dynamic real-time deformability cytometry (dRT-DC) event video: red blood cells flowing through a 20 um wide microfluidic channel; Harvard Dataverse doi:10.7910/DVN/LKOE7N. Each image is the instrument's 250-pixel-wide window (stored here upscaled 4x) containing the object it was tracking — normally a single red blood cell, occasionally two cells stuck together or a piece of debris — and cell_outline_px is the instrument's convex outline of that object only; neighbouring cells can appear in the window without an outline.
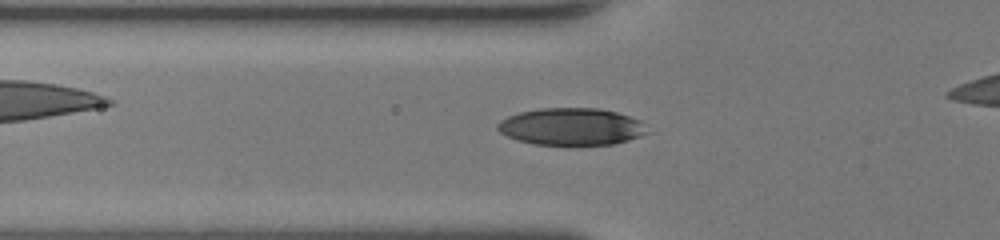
{"species": "human", "species_latin": "Homo sapiens", "temperature_condition": "room temperature", "stored_images_in_passage": 32, "camera_frame_rate_fps": 3000, "um_per_image_px": 0.085, "donor": {"sex": "female"}, "frame": {"image": 1, "passage_image": 6, "time_ms": 1.667, "image_size_px": [1000, 240], "cell_outline_px": [[652, 132], [628, 140], [612, 144], [532, 144], [516, 140], [500, 132], [496, 128], [496, 124], [500, 120], [508, 116], [520, 112], [540, 108], [600, 108], [616, 112], [640, 120]], "centroid_in_image_um": [48.57, 10.75], "position_along_channel_um": 77.2, "area_um2": 32.43}}
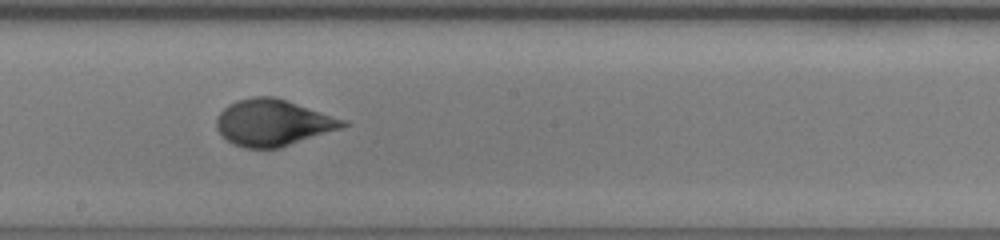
{"frame": {"image": 2, "passage_image": 16, "time_ms": 5.0, "image_size_px": [1000, 240], "cell_outline_px": [[352, 124], [344, 128], [280, 148], [244, 148], [232, 144], [216, 128], [216, 120], [220, 112], [228, 104], [236, 100], [252, 96], [276, 96], [348, 120]], "centroid_in_image_um": [23.27, 10.42], "position_along_channel_um": 224.9, "area_um2": 34.8}}
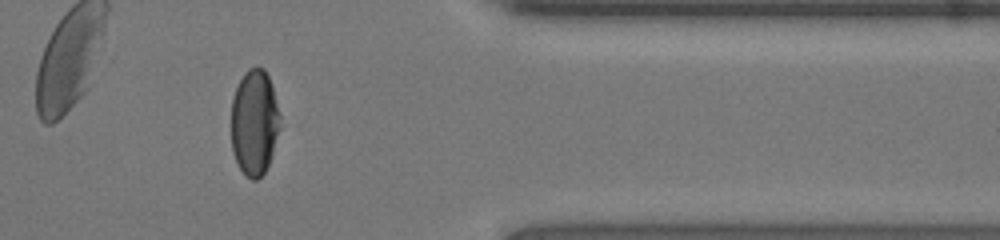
{"frame": {"image": 3, "passage_image": 28, "time_ms": 9.0, "image_size_px": [1000, 240], "cell_outline_px": [[280, 128], [272, 156], [264, 172], [256, 180], [252, 180], [240, 168], [232, 152], [232, 100], [236, 88], [244, 72], [248, 68], [264, 68], [268, 76], [272, 88], [280, 116]], "centroid_in_image_um": [21.63, 10.41], "position_along_channel_um": 389.8, "area_um2": 29.82}, "authors_computed_cell_mechanics": {"area_um2": 32.9749, "velocity_mm_per_s": 4.4489, "shape_relaxation_time_tau1_ms": 4.2974, "shape_relaxation_time_tau2_ms": 0.7043, "deformation_change_tau1": 0.1983, "deformation_change_tau2": 0.0534}}